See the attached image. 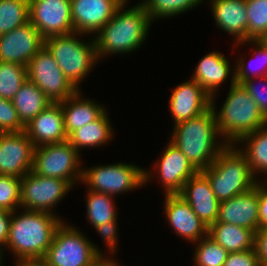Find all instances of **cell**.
<instances>
[{
	"label": "cell",
	"instance_id": "f35d334b",
	"mask_svg": "<svg viewBox=\"0 0 267 266\" xmlns=\"http://www.w3.org/2000/svg\"><path fill=\"white\" fill-rule=\"evenodd\" d=\"M223 266H260L255 249L228 253Z\"/></svg>",
	"mask_w": 267,
	"mask_h": 266
},
{
	"label": "cell",
	"instance_id": "8992f818",
	"mask_svg": "<svg viewBox=\"0 0 267 266\" xmlns=\"http://www.w3.org/2000/svg\"><path fill=\"white\" fill-rule=\"evenodd\" d=\"M82 33L73 32L67 35H55L44 39L48 49L66 78L79 90V83L98 62L95 40L80 41L77 36Z\"/></svg>",
	"mask_w": 267,
	"mask_h": 266
},
{
	"label": "cell",
	"instance_id": "f1b7e54d",
	"mask_svg": "<svg viewBox=\"0 0 267 266\" xmlns=\"http://www.w3.org/2000/svg\"><path fill=\"white\" fill-rule=\"evenodd\" d=\"M113 196L87 190L86 209L87 220L93 228L110 221H117L116 207Z\"/></svg>",
	"mask_w": 267,
	"mask_h": 266
},
{
	"label": "cell",
	"instance_id": "74e56055",
	"mask_svg": "<svg viewBox=\"0 0 267 266\" xmlns=\"http://www.w3.org/2000/svg\"><path fill=\"white\" fill-rule=\"evenodd\" d=\"M260 79L263 80L262 83L266 82L265 84H267V76H263L259 78V80ZM254 83L255 80L250 78L243 81L241 84L246 89L251 98L254 100V102L258 105L260 112L267 120V90H266L267 86L263 83L264 86L260 90V88L255 86Z\"/></svg>",
	"mask_w": 267,
	"mask_h": 266
},
{
	"label": "cell",
	"instance_id": "484cf974",
	"mask_svg": "<svg viewBox=\"0 0 267 266\" xmlns=\"http://www.w3.org/2000/svg\"><path fill=\"white\" fill-rule=\"evenodd\" d=\"M21 123L26 126L52 102L28 79L11 100Z\"/></svg>",
	"mask_w": 267,
	"mask_h": 266
},
{
	"label": "cell",
	"instance_id": "5b68a950",
	"mask_svg": "<svg viewBox=\"0 0 267 266\" xmlns=\"http://www.w3.org/2000/svg\"><path fill=\"white\" fill-rule=\"evenodd\" d=\"M235 146L228 144L214 162L201 171L220 202L254 189L259 182L246 156Z\"/></svg>",
	"mask_w": 267,
	"mask_h": 266
},
{
	"label": "cell",
	"instance_id": "4fadbf2b",
	"mask_svg": "<svg viewBox=\"0 0 267 266\" xmlns=\"http://www.w3.org/2000/svg\"><path fill=\"white\" fill-rule=\"evenodd\" d=\"M35 146L25 131L0 133V175L22 178L33 167Z\"/></svg>",
	"mask_w": 267,
	"mask_h": 266
},
{
	"label": "cell",
	"instance_id": "2e32d148",
	"mask_svg": "<svg viewBox=\"0 0 267 266\" xmlns=\"http://www.w3.org/2000/svg\"><path fill=\"white\" fill-rule=\"evenodd\" d=\"M166 145L159 163L155 162L153 168L158 170L156 174L159 173L165 195H175L182 191L184 184L198 171L173 143Z\"/></svg>",
	"mask_w": 267,
	"mask_h": 266
},
{
	"label": "cell",
	"instance_id": "4dcf8cb0",
	"mask_svg": "<svg viewBox=\"0 0 267 266\" xmlns=\"http://www.w3.org/2000/svg\"><path fill=\"white\" fill-rule=\"evenodd\" d=\"M203 2L202 0H142L140 4L147 12L150 19L170 18L186 12Z\"/></svg>",
	"mask_w": 267,
	"mask_h": 266
},
{
	"label": "cell",
	"instance_id": "277c9868",
	"mask_svg": "<svg viewBox=\"0 0 267 266\" xmlns=\"http://www.w3.org/2000/svg\"><path fill=\"white\" fill-rule=\"evenodd\" d=\"M233 69L229 94L221 110L219 113L216 111L214 101L212 107L215 110L220 137H224L223 141L227 144L236 145L243 136L266 126L267 120L242 84L236 83L235 68Z\"/></svg>",
	"mask_w": 267,
	"mask_h": 266
},
{
	"label": "cell",
	"instance_id": "9a60e30c",
	"mask_svg": "<svg viewBox=\"0 0 267 266\" xmlns=\"http://www.w3.org/2000/svg\"><path fill=\"white\" fill-rule=\"evenodd\" d=\"M126 0H70L74 31L97 34Z\"/></svg>",
	"mask_w": 267,
	"mask_h": 266
},
{
	"label": "cell",
	"instance_id": "cb8c5ba5",
	"mask_svg": "<svg viewBox=\"0 0 267 266\" xmlns=\"http://www.w3.org/2000/svg\"><path fill=\"white\" fill-rule=\"evenodd\" d=\"M79 89L75 94L60 102L64 117L66 134L80 129L90 122L97 120L105 111L103 105H98L94 100L81 98Z\"/></svg>",
	"mask_w": 267,
	"mask_h": 266
},
{
	"label": "cell",
	"instance_id": "d6986e66",
	"mask_svg": "<svg viewBox=\"0 0 267 266\" xmlns=\"http://www.w3.org/2000/svg\"><path fill=\"white\" fill-rule=\"evenodd\" d=\"M216 222L241 226L256 233L259 230L258 183L246 193L221 201Z\"/></svg>",
	"mask_w": 267,
	"mask_h": 266
},
{
	"label": "cell",
	"instance_id": "d4e9b609",
	"mask_svg": "<svg viewBox=\"0 0 267 266\" xmlns=\"http://www.w3.org/2000/svg\"><path fill=\"white\" fill-rule=\"evenodd\" d=\"M208 236L228 253L254 249L255 233L241 226L215 222L208 227Z\"/></svg>",
	"mask_w": 267,
	"mask_h": 266
},
{
	"label": "cell",
	"instance_id": "7dc6e473",
	"mask_svg": "<svg viewBox=\"0 0 267 266\" xmlns=\"http://www.w3.org/2000/svg\"><path fill=\"white\" fill-rule=\"evenodd\" d=\"M260 266H267V263H264V264H260Z\"/></svg>",
	"mask_w": 267,
	"mask_h": 266
},
{
	"label": "cell",
	"instance_id": "836d02e7",
	"mask_svg": "<svg viewBox=\"0 0 267 266\" xmlns=\"http://www.w3.org/2000/svg\"><path fill=\"white\" fill-rule=\"evenodd\" d=\"M195 246V266H223L228 252L208 235L197 241Z\"/></svg>",
	"mask_w": 267,
	"mask_h": 266
},
{
	"label": "cell",
	"instance_id": "1f68e13d",
	"mask_svg": "<svg viewBox=\"0 0 267 266\" xmlns=\"http://www.w3.org/2000/svg\"><path fill=\"white\" fill-rule=\"evenodd\" d=\"M27 79L26 66L0 62V97L12 100Z\"/></svg>",
	"mask_w": 267,
	"mask_h": 266
},
{
	"label": "cell",
	"instance_id": "8fae6325",
	"mask_svg": "<svg viewBox=\"0 0 267 266\" xmlns=\"http://www.w3.org/2000/svg\"><path fill=\"white\" fill-rule=\"evenodd\" d=\"M71 187L66 180L40 176L31 170L21 178V209L55 214L51 209Z\"/></svg>",
	"mask_w": 267,
	"mask_h": 266
},
{
	"label": "cell",
	"instance_id": "3957f363",
	"mask_svg": "<svg viewBox=\"0 0 267 266\" xmlns=\"http://www.w3.org/2000/svg\"><path fill=\"white\" fill-rule=\"evenodd\" d=\"M219 136L215 110L211 107L197 117L174 125L170 142L182 151L197 171H202L228 145L221 140L219 143L216 140Z\"/></svg>",
	"mask_w": 267,
	"mask_h": 266
},
{
	"label": "cell",
	"instance_id": "e575fe53",
	"mask_svg": "<svg viewBox=\"0 0 267 266\" xmlns=\"http://www.w3.org/2000/svg\"><path fill=\"white\" fill-rule=\"evenodd\" d=\"M247 42H248V44L251 42L252 45L256 47L257 50L254 49L255 51L252 52V54H254V57L256 59L263 61V63L260 61V64H261V66H262V64H264L263 67L266 70L264 68L260 69V70H256V71L251 70L250 67H252V65L247 63L248 65H250V67L249 66L247 67V64H245L246 59L240 57L239 60L237 61V64L234 65L236 67L235 68V80H236V83H239V84H241L243 81L250 79V78L255 79V76H256L257 80H258V78H261L263 76H267V67H266L267 66V43H266V41L263 39V40H250ZM256 55L258 57H256ZM259 57H261L262 59H260ZM250 72H252V73H250Z\"/></svg>",
	"mask_w": 267,
	"mask_h": 266
},
{
	"label": "cell",
	"instance_id": "bcb514c9",
	"mask_svg": "<svg viewBox=\"0 0 267 266\" xmlns=\"http://www.w3.org/2000/svg\"><path fill=\"white\" fill-rule=\"evenodd\" d=\"M3 255V251L0 249V266H2L1 264H2V262H4L3 260H2V256Z\"/></svg>",
	"mask_w": 267,
	"mask_h": 266
},
{
	"label": "cell",
	"instance_id": "7bdbcfd3",
	"mask_svg": "<svg viewBox=\"0 0 267 266\" xmlns=\"http://www.w3.org/2000/svg\"><path fill=\"white\" fill-rule=\"evenodd\" d=\"M11 215V211L0 209V249L3 251L4 249L1 247L6 248V243L9 236Z\"/></svg>",
	"mask_w": 267,
	"mask_h": 266
},
{
	"label": "cell",
	"instance_id": "44dd1931",
	"mask_svg": "<svg viewBox=\"0 0 267 266\" xmlns=\"http://www.w3.org/2000/svg\"><path fill=\"white\" fill-rule=\"evenodd\" d=\"M24 131L35 147L67 141L61 103L50 104L25 126Z\"/></svg>",
	"mask_w": 267,
	"mask_h": 266
},
{
	"label": "cell",
	"instance_id": "d6a6232c",
	"mask_svg": "<svg viewBox=\"0 0 267 266\" xmlns=\"http://www.w3.org/2000/svg\"><path fill=\"white\" fill-rule=\"evenodd\" d=\"M248 18V41L267 37V0H245Z\"/></svg>",
	"mask_w": 267,
	"mask_h": 266
},
{
	"label": "cell",
	"instance_id": "83f0119b",
	"mask_svg": "<svg viewBox=\"0 0 267 266\" xmlns=\"http://www.w3.org/2000/svg\"><path fill=\"white\" fill-rule=\"evenodd\" d=\"M239 142L246 144L239 150L246 156L253 174L256 176L263 172L267 181V125L243 136Z\"/></svg>",
	"mask_w": 267,
	"mask_h": 266
},
{
	"label": "cell",
	"instance_id": "e0dca14e",
	"mask_svg": "<svg viewBox=\"0 0 267 266\" xmlns=\"http://www.w3.org/2000/svg\"><path fill=\"white\" fill-rule=\"evenodd\" d=\"M211 107L212 97L193 79L177 85L170 95L174 125L197 117Z\"/></svg>",
	"mask_w": 267,
	"mask_h": 266
},
{
	"label": "cell",
	"instance_id": "7a4b0ae2",
	"mask_svg": "<svg viewBox=\"0 0 267 266\" xmlns=\"http://www.w3.org/2000/svg\"><path fill=\"white\" fill-rule=\"evenodd\" d=\"M127 0L116 10L112 19L96 35V53L99 59L104 55L131 53L137 50L147 38L152 20L140 3L124 9Z\"/></svg>",
	"mask_w": 267,
	"mask_h": 266
},
{
	"label": "cell",
	"instance_id": "d590c367",
	"mask_svg": "<svg viewBox=\"0 0 267 266\" xmlns=\"http://www.w3.org/2000/svg\"><path fill=\"white\" fill-rule=\"evenodd\" d=\"M21 207V178L0 175V209L11 212Z\"/></svg>",
	"mask_w": 267,
	"mask_h": 266
},
{
	"label": "cell",
	"instance_id": "ffe728a7",
	"mask_svg": "<svg viewBox=\"0 0 267 266\" xmlns=\"http://www.w3.org/2000/svg\"><path fill=\"white\" fill-rule=\"evenodd\" d=\"M193 212L209 227L217 221L220 201L215 197L207 177L198 171L178 194Z\"/></svg>",
	"mask_w": 267,
	"mask_h": 266
},
{
	"label": "cell",
	"instance_id": "52a82bcc",
	"mask_svg": "<svg viewBox=\"0 0 267 266\" xmlns=\"http://www.w3.org/2000/svg\"><path fill=\"white\" fill-rule=\"evenodd\" d=\"M82 233L78 228L62 222L43 259L51 266H91L100 258H107Z\"/></svg>",
	"mask_w": 267,
	"mask_h": 266
},
{
	"label": "cell",
	"instance_id": "f6af8a7d",
	"mask_svg": "<svg viewBox=\"0 0 267 266\" xmlns=\"http://www.w3.org/2000/svg\"><path fill=\"white\" fill-rule=\"evenodd\" d=\"M91 266H119V264L114 260V258L111 259V256H109V258H100Z\"/></svg>",
	"mask_w": 267,
	"mask_h": 266
},
{
	"label": "cell",
	"instance_id": "ab89813d",
	"mask_svg": "<svg viewBox=\"0 0 267 266\" xmlns=\"http://www.w3.org/2000/svg\"><path fill=\"white\" fill-rule=\"evenodd\" d=\"M96 231L100 233L99 235L104 239L109 251L111 253H115L118 248L117 247V221H110L106 224H102L98 227H95Z\"/></svg>",
	"mask_w": 267,
	"mask_h": 266
},
{
	"label": "cell",
	"instance_id": "b9f144b4",
	"mask_svg": "<svg viewBox=\"0 0 267 266\" xmlns=\"http://www.w3.org/2000/svg\"><path fill=\"white\" fill-rule=\"evenodd\" d=\"M254 249L260 264L267 263V228H261L255 233Z\"/></svg>",
	"mask_w": 267,
	"mask_h": 266
},
{
	"label": "cell",
	"instance_id": "ee69618b",
	"mask_svg": "<svg viewBox=\"0 0 267 266\" xmlns=\"http://www.w3.org/2000/svg\"><path fill=\"white\" fill-rule=\"evenodd\" d=\"M16 266H51L44 259H26L15 263Z\"/></svg>",
	"mask_w": 267,
	"mask_h": 266
},
{
	"label": "cell",
	"instance_id": "7c38bea8",
	"mask_svg": "<svg viewBox=\"0 0 267 266\" xmlns=\"http://www.w3.org/2000/svg\"><path fill=\"white\" fill-rule=\"evenodd\" d=\"M29 21L44 39L75 32L70 0H29Z\"/></svg>",
	"mask_w": 267,
	"mask_h": 266
},
{
	"label": "cell",
	"instance_id": "ba28073f",
	"mask_svg": "<svg viewBox=\"0 0 267 266\" xmlns=\"http://www.w3.org/2000/svg\"><path fill=\"white\" fill-rule=\"evenodd\" d=\"M153 171H147L137 165L116 163L111 165H96L92 168H83L82 183L88 190L105 193L114 197L121 192L124 194L144 186L151 181Z\"/></svg>",
	"mask_w": 267,
	"mask_h": 266
},
{
	"label": "cell",
	"instance_id": "7402d4cb",
	"mask_svg": "<svg viewBox=\"0 0 267 266\" xmlns=\"http://www.w3.org/2000/svg\"><path fill=\"white\" fill-rule=\"evenodd\" d=\"M216 26L235 40V46L248 41V18L245 0H210Z\"/></svg>",
	"mask_w": 267,
	"mask_h": 266
},
{
	"label": "cell",
	"instance_id": "4316f807",
	"mask_svg": "<svg viewBox=\"0 0 267 266\" xmlns=\"http://www.w3.org/2000/svg\"><path fill=\"white\" fill-rule=\"evenodd\" d=\"M112 131L110 118L105 111L97 120L73 131L67 140L80 152L84 147L103 146L113 137Z\"/></svg>",
	"mask_w": 267,
	"mask_h": 266
},
{
	"label": "cell",
	"instance_id": "f546056e",
	"mask_svg": "<svg viewBox=\"0 0 267 266\" xmlns=\"http://www.w3.org/2000/svg\"><path fill=\"white\" fill-rule=\"evenodd\" d=\"M29 22V0H0V35Z\"/></svg>",
	"mask_w": 267,
	"mask_h": 266
},
{
	"label": "cell",
	"instance_id": "603a6c76",
	"mask_svg": "<svg viewBox=\"0 0 267 266\" xmlns=\"http://www.w3.org/2000/svg\"><path fill=\"white\" fill-rule=\"evenodd\" d=\"M195 67V80L215 101L218 88L230 76V63L221 52L212 51L200 59Z\"/></svg>",
	"mask_w": 267,
	"mask_h": 266
},
{
	"label": "cell",
	"instance_id": "60d3db41",
	"mask_svg": "<svg viewBox=\"0 0 267 266\" xmlns=\"http://www.w3.org/2000/svg\"><path fill=\"white\" fill-rule=\"evenodd\" d=\"M259 229L267 228V181L258 182Z\"/></svg>",
	"mask_w": 267,
	"mask_h": 266
},
{
	"label": "cell",
	"instance_id": "30bf717a",
	"mask_svg": "<svg viewBox=\"0 0 267 266\" xmlns=\"http://www.w3.org/2000/svg\"><path fill=\"white\" fill-rule=\"evenodd\" d=\"M27 77L52 103H60L78 91L45 46L29 61Z\"/></svg>",
	"mask_w": 267,
	"mask_h": 266
},
{
	"label": "cell",
	"instance_id": "6da1fadb",
	"mask_svg": "<svg viewBox=\"0 0 267 266\" xmlns=\"http://www.w3.org/2000/svg\"><path fill=\"white\" fill-rule=\"evenodd\" d=\"M16 212L11 215L6 247L14 253L16 262L43 259L63 219L43 211L23 210L19 215Z\"/></svg>",
	"mask_w": 267,
	"mask_h": 266
},
{
	"label": "cell",
	"instance_id": "5bb4252c",
	"mask_svg": "<svg viewBox=\"0 0 267 266\" xmlns=\"http://www.w3.org/2000/svg\"><path fill=\"white\" fill-rule=\"evenodd\" d=\"M44 46V38L29 21L0 35V62L16 63L27 67L29 61Z\"/></svg>",
	"mask_w": 267,
	"mask_h": 266
},
{
	"label": "cell",
	"instance_id": "9c48e42d",
	"mask_svg": "<svg viewBox=\"0 0 267 266\" xmlns=\"http://www.w3.org/2000/svg\"><path fill=\"white\" fill-rule=\"evenodd\" d=\"M80 152L67 140L35 147L32 171L40 176L63 179L72 186L81 181Z\"/></svg>",
	"mask_w": 267,
	"mask_h": 266
},
{
	"label": "cell",
	"instance_id": "8d00e7d4",
	"mask_svg": "<svg viewBox=\"0 0 267 266\" xmlns=\"http://www.w3.org/2000/svg\"><path fill=\"white\" fill-rule=\"evenodd\" d=\"M25 126L19 120L11 100L0 97V133L21 132Z\"/></svg>",
	"mask_w": 267,
	"mask_h": 266
},
{
	"label": "cell",
	"instance_id": "ac0fdd59",
	"mask_svg": "<svg viewBox=\"0 0 267 266\" xmlns=\"http://www.w3.org/2000/svg\"><path fill=\"white\" fill-rule=\"evenodd\" d=\"M164 212L176 234L187 242L197 243L208 235V227L178 194L165 195Z\"/></svg>",
	"mask_w": 267,
	"mask_h": 266
}]
</instances>
